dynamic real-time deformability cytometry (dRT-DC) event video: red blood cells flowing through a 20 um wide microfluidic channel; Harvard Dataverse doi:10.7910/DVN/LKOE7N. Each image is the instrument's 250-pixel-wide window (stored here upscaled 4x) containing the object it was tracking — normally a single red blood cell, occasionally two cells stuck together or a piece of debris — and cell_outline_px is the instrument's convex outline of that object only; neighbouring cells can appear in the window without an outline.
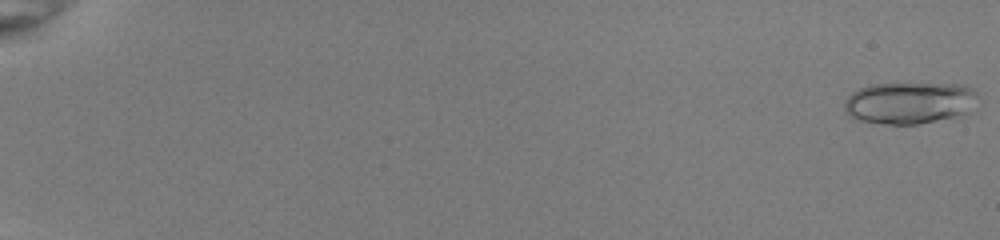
{"species": "common noctule bat (a hibernating species)", "species_latin": "Nyctalus noctula", "temperature_condition": "room temperature", "stored_images_in_passage": 23, "camera_frame_rate_fps": 3000, "um_per_image_px": 0.085, "animal": {"sex": "female", "body_mass_g": 22.0, "forearm_length_mm": 56.7}, "frame": {"image": 1, "passage_image": 1, "time_ms": 0.0, "image_size_px": [1000, 240], "cell_outline_px": [[976, 96], [972, 112], [964, 116], [916, 124], [884, 124], [860, 120], [844, 112], [844, 100], [852, 92], [868, 84], [964, 84], [972, 88], [976, 92]], "centroid_in_image_um": [77.34, 8.75], "position_along_channel_um": 7.7, "area_um2": 32.89}}
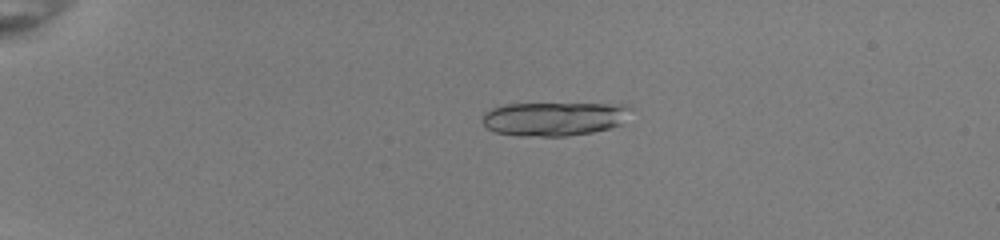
{"frame": {"image": 2, "passage_image": 14, "time_ms": 4.333, "image_size_px": [1000, 240], "cell_outline_px": [[632, 108], [620, 124], [608, 128], [592, 132], [568, 136], [520, 136], [496, 132], [488, 128], [480, 120], [484, 112], [492, 108], [504, 104], [628, 104]], "centroid_in_image_um": [47.06, 10.09], "position_along_channel_um": 37.9, "area_um2": 29.19}}